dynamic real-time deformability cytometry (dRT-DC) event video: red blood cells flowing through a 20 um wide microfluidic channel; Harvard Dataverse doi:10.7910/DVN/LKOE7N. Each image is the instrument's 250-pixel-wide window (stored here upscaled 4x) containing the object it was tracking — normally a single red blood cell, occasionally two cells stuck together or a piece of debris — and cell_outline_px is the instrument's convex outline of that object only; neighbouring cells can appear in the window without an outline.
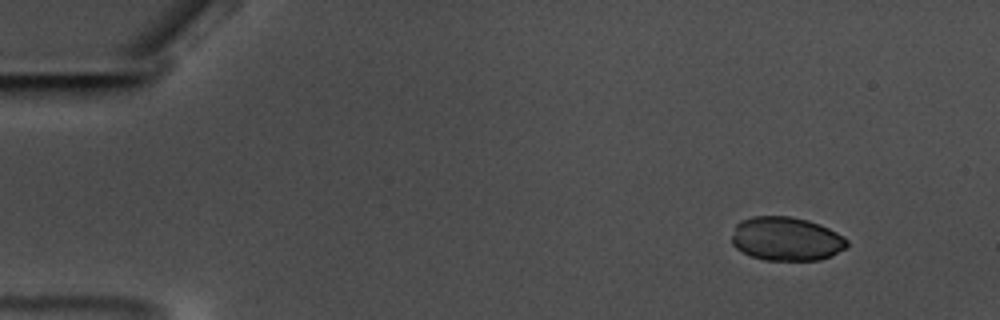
{"species": "common noctule bat (a hibernating species)", "species_latin": "Nyctalus noctula", "temperature_condition": "warm", "stored_images_in_passage": 59, "camera_frame_rate_fps": 3000, "um_per_image_px": 0.085, "animal": {"sex": "male", "body_mass_g": 17.5, "forearm_length_mm": 52.3}, "frame": {"image": 1, "passage_image": 7, "time_ms": 2.0, "image_size_px": [1000, 320], "cell_outline_px": [[848, 244], [844, 248], [832, 256], [820, 260], [764, 260], [752, 256], [736, 248], [732, 244], [732, 236], [736, 224], [740, 220], [752, 216], [788, 216], [808, 220], [820, 224], [844, 236], [848, 240]], "centroid_in_image_um": [66.84, 20.3], "position_along_channel_um": 18.2, "area_um2": 29.48}}
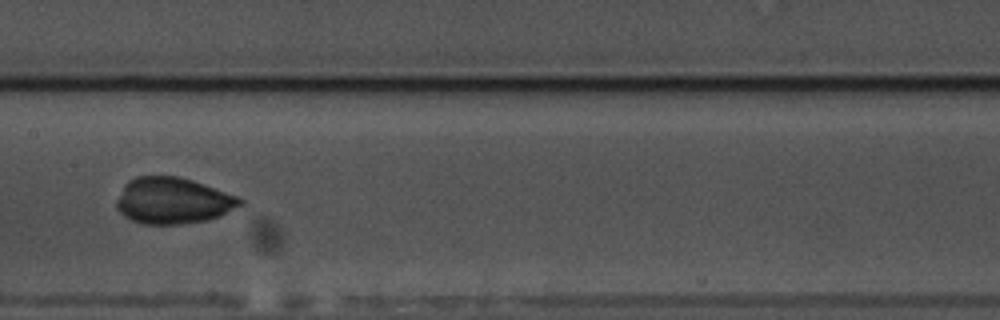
{"frame": {"image": 2, "passage_image": 31, "time_ms": 10.0, "image_size_px": [1000, 320], "cell_outline_px": [[244, 204], [220, 216], [204, 220], [180, 224], [144, 224], [132, 220], [124, 216], [116, 208], [116, 200], [124, 184], [128, 180], [136, 176], [180, 176], [240, 196], [244, 200]], "centroid_in_image_um": [14.71, 17.04], "position_along_channel_um": 192.7, "area_um2": 33.52}}
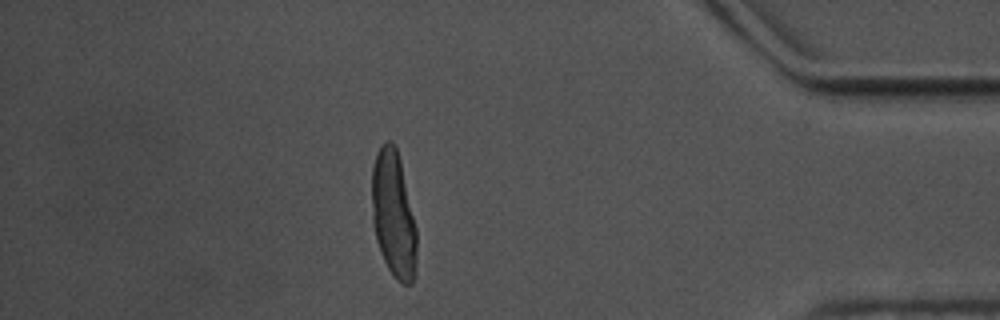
{"frame": {"image": 3, "passage_image": 52, "time_ms": 17.0, "image_size_px": [1000, 320], "cell_outline_px": [[416, 272], [412, 284], [404, 284], [396, 280], [388, 268], [384, 260], [376, 240], [372, 224], [372, 168], [376, 152], [388, 140], [392, 140], [396, 148], [400, 160], [416, 228]], "centroid_in_image_um": [33.44, 18.26], "position_along_channel_um": 401.8, "area_um2": 33.0}}